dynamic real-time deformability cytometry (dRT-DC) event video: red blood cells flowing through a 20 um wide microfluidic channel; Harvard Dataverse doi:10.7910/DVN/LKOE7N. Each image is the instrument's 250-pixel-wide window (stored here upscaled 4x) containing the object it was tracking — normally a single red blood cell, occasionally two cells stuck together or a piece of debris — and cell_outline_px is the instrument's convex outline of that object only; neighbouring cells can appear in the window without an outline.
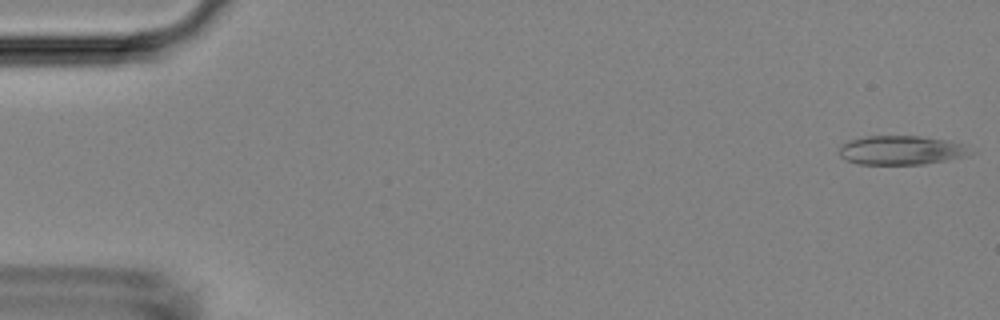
{"species": "Egyptian fruit bat (a non-hibernating species)", "species_latin": "Rousettus aegyptiacus", "temperature_condition": "room temperature", "stored_images_in_passage": 13, "camera_frame_rate_fps": 3000, "um_per_image_px": 0.085, "animal": {"sex": "female"}, "frame": {"image": 1, "passage_image": 1, "time_ms": 0.0, "image_size_px": [1000, 320], "cell_outline_px": [[976, 152], [968, 156], [948, 160], [924, 164], [860, 164], [844, 160], [840, 156], [840, 148], [844, 144], [852, 140], [868, 136], [920, 136], [948, 140], [960, 144]], "centroid_in_image_um": [76.65, 12.78], "position_along_channel_um": 8.3, "area_um2": 22.14}}